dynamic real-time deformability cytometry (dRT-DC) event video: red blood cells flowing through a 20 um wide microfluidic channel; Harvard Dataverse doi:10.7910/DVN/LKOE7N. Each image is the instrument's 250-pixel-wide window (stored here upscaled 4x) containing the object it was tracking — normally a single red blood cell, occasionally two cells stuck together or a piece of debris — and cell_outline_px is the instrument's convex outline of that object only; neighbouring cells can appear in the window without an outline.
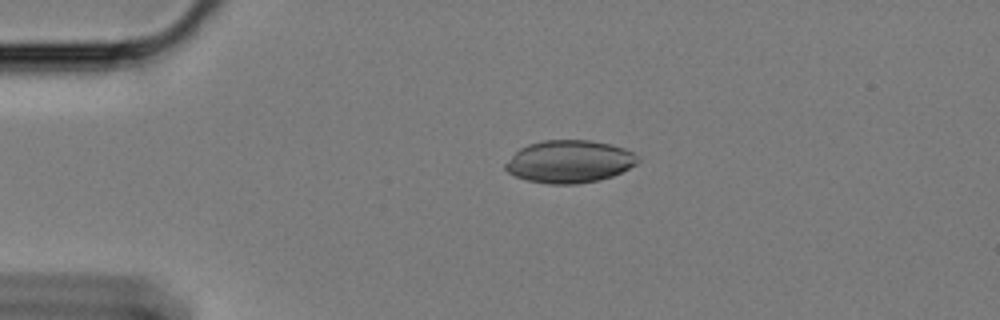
{"species": "Egyptian fruit bat (a non-hibernating species)", "species_latin": "Rousettus aegyptiacus", "temperature_condition": "cold", "stored_images_in_passage": 50, "camera_frame_rate_fps": 3000, "um_per_image_px": 0.085, "animal": {"sex": "female"}, "frame": {"image": 1, "passage_image": 4, "time_ms": 1.0, "image_size_px": [1000, 320], "cell_outline_px": [[640, 160], [636, 164], [612, 176], [600, 180], [576, 184], [548, 184], [528, 180], [516, 176], [508, 172], [504, 168], [504, 164], [520, 148], [528, 144], [544, 140], [588, 140], [608, 144], [624, 148], [632, 152]], "centroid_in_image_um": [48.38, 13.74], "position_along_channel_um": 36.6, "area_um2": 32.6}}
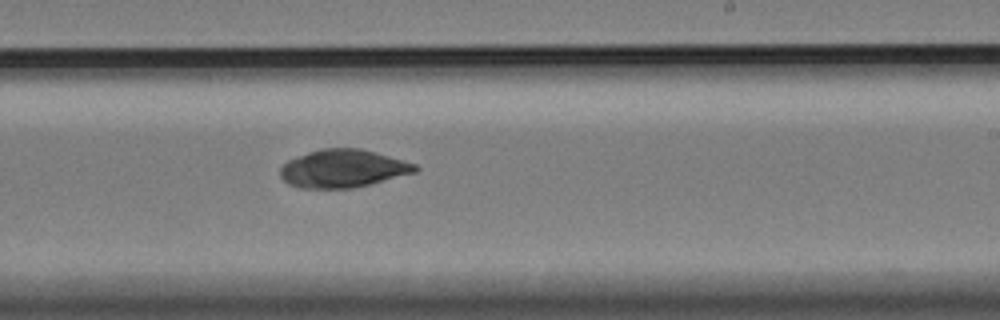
{"frame": {"image": 2, "passage_image": 27, "time_ms": 8.667, "image_size_px": [1000, 320], "cell_outline_px": [[420, 168], [416, 172], [352, 188], [300, 188], [288, 184], [280, 176], [280, 168], [288, 160], [308, 152], [320, 148], [360, 148], [376, 152], [416, 164]], "centroid_in_image_um": [29.14, 14.32], "position_along_channel_um": 259.9, "area_um2": 29.71}}
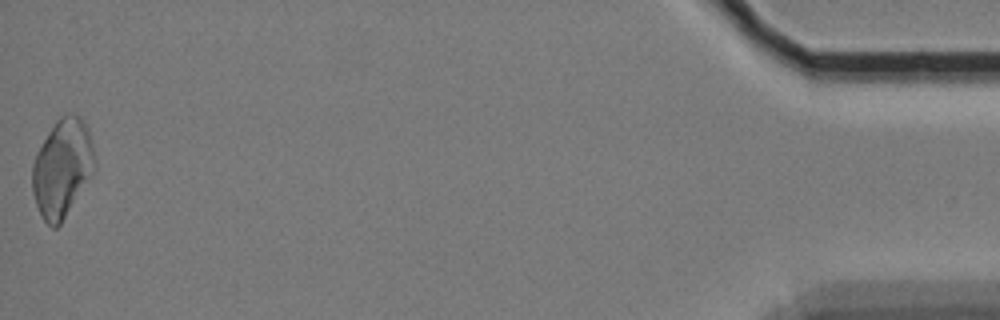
{"frame": {"image": 3, "passage_image": 50, "time_ms": 16.333, "image_size_px": [1000, 320], "cell_outline_px": [[96, 172], [60, 224], [56, 228], [52, 228], [40, 216], [32, 192], [32, 164], [36, 152], [48, 132], [56, 120], [60, 116], [68, 112], [76, 112], [84, 120], [88, 128], [92, 144], [96, 164]], "centroid_in_image_um": [5.31, 14.26], "position_along_channel_um": 429.9, "area_um2": 36.36}}